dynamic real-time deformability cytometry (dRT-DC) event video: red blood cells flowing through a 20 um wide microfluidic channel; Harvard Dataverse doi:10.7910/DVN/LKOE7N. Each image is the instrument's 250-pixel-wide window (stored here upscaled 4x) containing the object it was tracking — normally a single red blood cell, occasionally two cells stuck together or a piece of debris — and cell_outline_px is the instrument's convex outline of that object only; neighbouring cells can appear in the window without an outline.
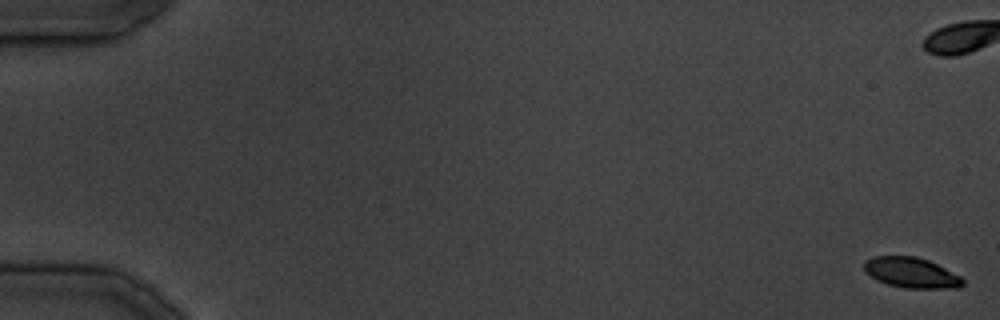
{"species": "common noctule bat (a hibernating species)", "species_latin": "Nyctalus noctula", "temperature_condition": "cold", "stored_images_in_passage": 30, "camera_frame_rate_fps": 3000, "um_per_image_px": 0.085, "animal": {"sex": "male", "body_mass_g": 19.5, "forearm_length_mm": 54.6}, "frame": {"image": 1, "passage_image": 1, "time_ms": 0.0, "image_size_px": [1000, 320], "cell_outline_px": [[964, 284], [960, 288], [904, 288], [888, 284], [876, 280], [864, 272], [864, 260], [872, 256], [916, 256], [928, 260], [960, 276], [964, 280]], "centroid_in_image_um": [77.43, 23.18], "position_along_channel_um": 7.6, "area_um2": 17.57}}